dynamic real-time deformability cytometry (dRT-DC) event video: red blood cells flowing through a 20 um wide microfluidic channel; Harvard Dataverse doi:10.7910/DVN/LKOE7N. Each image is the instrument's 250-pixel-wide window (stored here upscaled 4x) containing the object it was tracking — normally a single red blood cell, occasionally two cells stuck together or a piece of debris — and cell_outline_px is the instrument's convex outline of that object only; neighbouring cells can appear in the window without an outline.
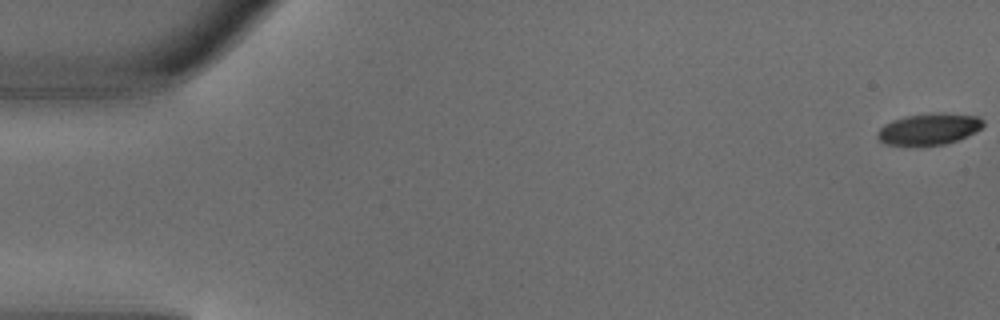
{"species": "common noctule bat (a hibernating species)", "species_latin": "Nyctalus noctula", "temperature_condition": "warm", "stored_images_in_passage": 4, "camera_frame_rate_fps": 3000, "um_per_image_px": 0.085, "animal": {"sex": "male", "body_mass_g": 18.8}, "frame": {"image": 1, "passage_image": 1, "time_ms": 0.0, "image_size_px": [1000, 320], "cell_outline_px": [[984, 124], [976, 132], [956, 140], [944, 144], [888, 144], [880, 140], [876, 136], [876, 132], [884, 124], [892, 120], [904, 116], [980, 116], [984, 120]], "centroid_in_image_um": [78.92, 11.0], "position_along_channel_um": 6.1, "area_um2": 18.03}}
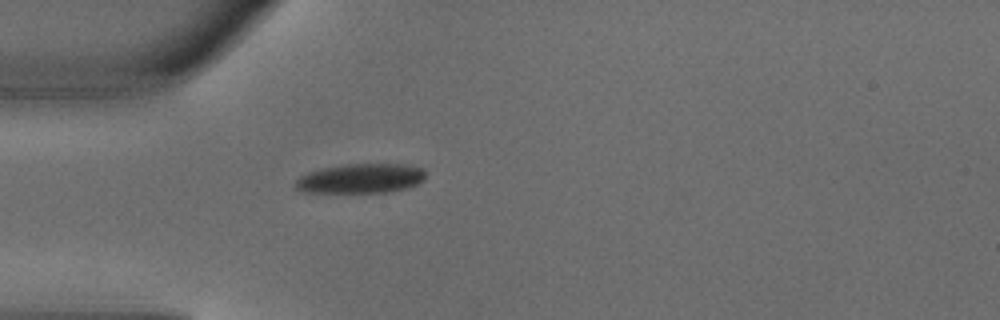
{"frame": {"image": 2, "passage_image": 4, "time_ms": 1.0, "image_size_px": [1000, 320], "cell_outline_px": [[424, 180], [408, 188], [388, 192], [300, 192], [296, 188], [296, 180], [300, 176], [308, 172], [324, 168], [344, 164], [404, 164], [424, 168]], "centroid_in_image_um": [30.67, 15.17], "position_along_channel_um": 54.3, "area_um2": 22.37}}